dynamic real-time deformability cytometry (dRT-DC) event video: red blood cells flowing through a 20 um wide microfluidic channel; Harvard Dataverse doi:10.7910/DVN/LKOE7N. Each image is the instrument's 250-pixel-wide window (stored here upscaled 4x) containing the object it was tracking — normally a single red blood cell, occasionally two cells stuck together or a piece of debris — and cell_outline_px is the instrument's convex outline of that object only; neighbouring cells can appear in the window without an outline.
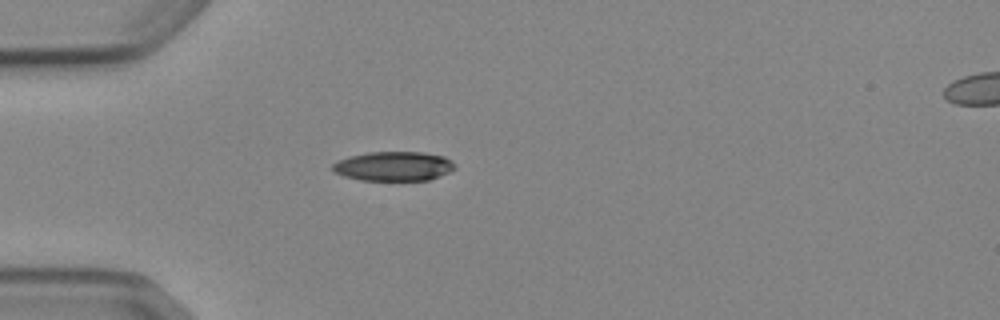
{"species": "Egyptian fruit bat (a non-hibernating species)", "species_latin": "Rousettus aegyptiacus", "temperature_condition": "cold", "stored_images_in_passage": 5, "camera_frame_rate_fps": 3000, "um_per_image_px": 0.085, "animal": {"sex": "female"}, "frame": {"image": 1, "passage_image": 4, "time_ms": 3.667, "image_size_px": [1000, 320], "cell_outline_px": [[456, 168], [440, 176], [428, 180], [360, 180], [344, 176], [332, 172], [332, 164], [336, 160], [348, 156], [368, 152], [424, 152], [444, 156], [452, 160], [456, 164]], "centroid_in_image_um": [33.44, 14.12], "position_along_channel_um": 51.6, "area_um2": 21.21}}